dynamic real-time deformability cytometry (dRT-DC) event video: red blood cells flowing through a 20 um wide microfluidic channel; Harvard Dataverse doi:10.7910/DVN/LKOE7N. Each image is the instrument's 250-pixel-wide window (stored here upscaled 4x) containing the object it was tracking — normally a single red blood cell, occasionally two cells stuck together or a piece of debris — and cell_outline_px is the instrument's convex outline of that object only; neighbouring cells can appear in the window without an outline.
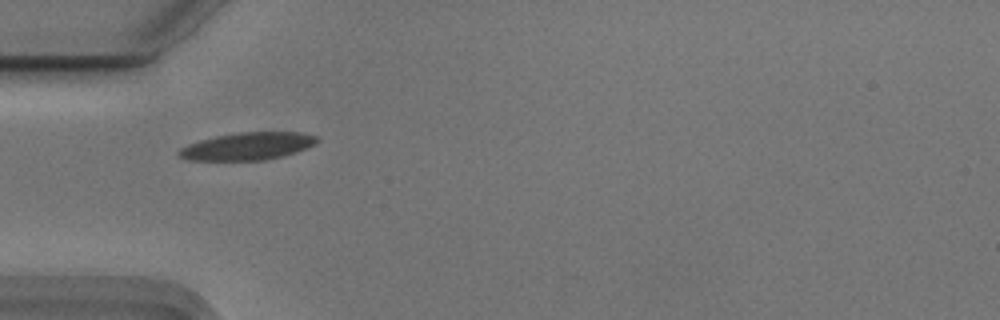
{"species": "Egyptian fruit bat (a non-hibernating species)", "species_latin": "Rousettus aegyptiacus", "temperature_condition": "cold", "stored_images_in_passage": 39, "camera_frame_rate_fps": 3000, "um_per_image_px": 0.085, "animal": {"sex": "male"}, "frame": {"image": 1, "passage_image": 1, "time_ms": 0.0, "image_size_px": [1000, 320], "cell_outline_px": [[320, 140], [316, 144], [308, 148], [296, 152], [264, 160], [188, 160], [180, 156], [176, 152], [180, 148], [188, 144], [200, 140], [216, 136], [236, 132], [300, 132], [316, 136]], "centroid_in_image_um": [21.06, 12.42], "position_along_channel_um": 63.9, "area_um2": 22.14}}
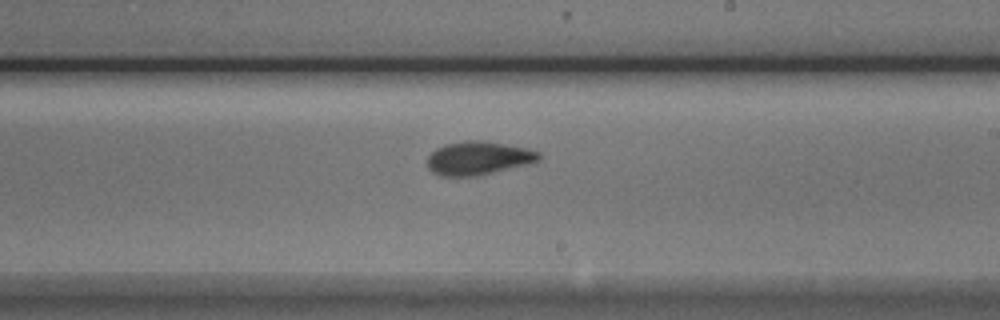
{"frame": {"image": 2, "passage_image": 16, "time_ms": 5.0, "image_size_px": [1000, 320], "cell_outline_px": [[544, 156], [536, 164], [476, 176], [444, 176], [432, 172], [428, 168], [428, 156], [436, 148], [444, 144], [464, 140], [484, 140], [528, 148], [540, 152]], "centroid_in_image_um": [40.76, 13.44], "position_along_channel_um": 248.2, "area_um2": 22.43}}
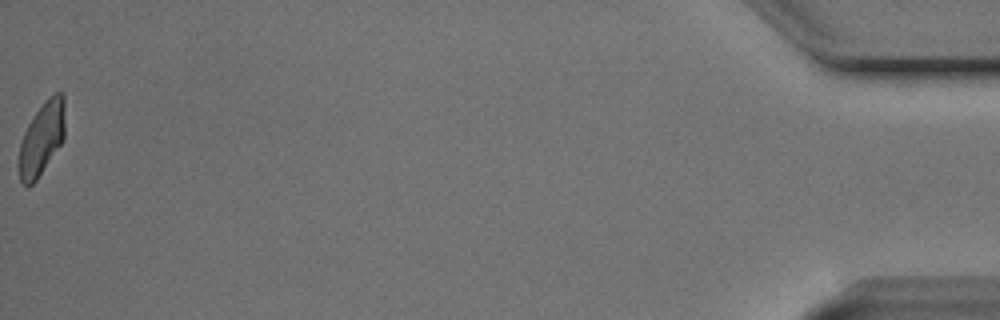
{"frame": {"image": 3, "passage_image": 39, "time_ms": 12.667, "image_size_px": [1000, 320], "cell_outline_px": [[64, 140], [36, 180], [32, 184], [24, 184], [20, 180], [16, 164], [20, 144], [24, 132], [28, 124], [36, 112], [56, 92], [60, 92], [64, 96]], "centroid_in_image_um": [3.52, 11.84], "position_along_channel_um": 431.7, "area_um2": 19.42}, "authors_computed_cell_mechanics": {"area_um2": 20.808, "velocity_mm_per_s": 3.716, "shape_relaxation_time_tau1_ms": 3.4073, "shape_relaxation_time_tau2_ms": 2.3442, "deformation_change_tau1": 0.1672, "deformation_change_tau2": 0.0865}}